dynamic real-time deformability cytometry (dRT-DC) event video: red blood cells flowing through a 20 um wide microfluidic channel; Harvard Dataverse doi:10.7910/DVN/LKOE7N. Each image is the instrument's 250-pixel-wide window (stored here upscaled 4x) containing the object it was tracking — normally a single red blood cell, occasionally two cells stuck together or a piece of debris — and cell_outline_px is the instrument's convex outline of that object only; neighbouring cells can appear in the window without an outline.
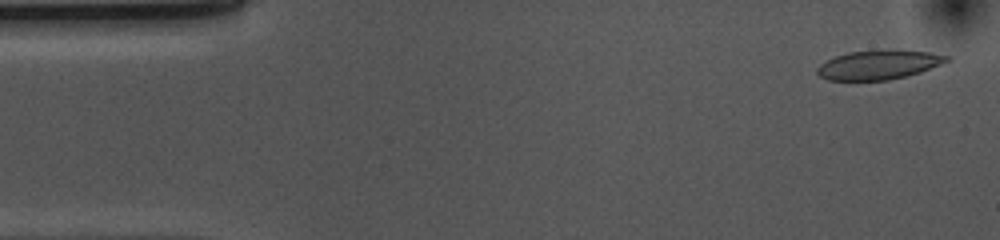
{"species": "common noctule bat (a hibernating species)", "species_latin": "Nyctalus noctula", "temperature_condition": "cold", "stored_images_in_passage": 49, "camera_frame_rate_fps": 3000, "um_per_image_px": 0.085, "animal": {"sex": "female", "body_mass_g": 10.0, "forearm_length_mm": 53.1}, "frame": {"image": 1, "passage_image": 2, "time_ms": 0.333, "image_size_px": [1000, 240], "cell_outline_px": [[952, 60], [920, 72], [888, 80], [828, 80], [820, 76], [816, 72], [816, 68], [820, 64], [836, 56], [848, 52], [928, 52], [952, 56]], "centroid_in_image_um": [74.68, 5.54], "position_along_channel_um": 10.3, "area_um2": 21.21}}
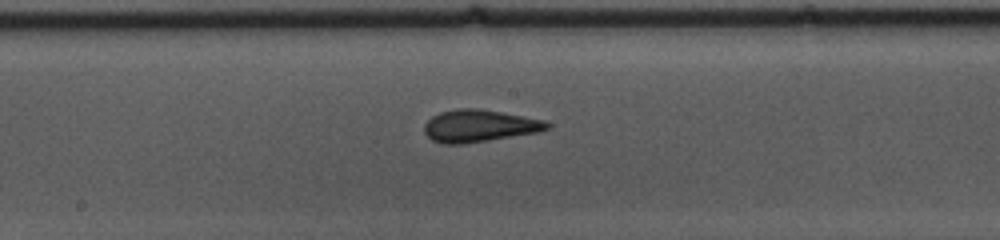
{"frame": {"image": 2, "passage_image": 26, "time_ms": 8.333, "image_size_px": [1000, 240], "cell_outline_px": [[552, 124], [548, 128], [536, 132], [488, 140], [460, 144], [440, 144], [432, 140], [424, 132], [424, 124], [432, 116], [440, 112], [460, 108], [480, 108], [544, 120]], "centroid_in_image_um": [40.7, 10.69], "position_along_channel_um": 207.5, "area_um2": 22.89}}
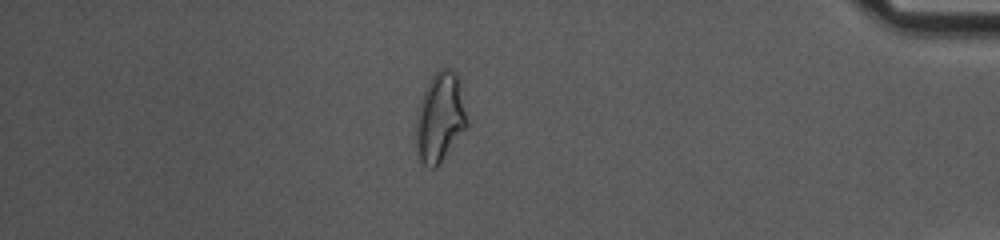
{"frame": {"image": 3, "passage_image": 45, "time_ms": 14.667, "image_size_px": [1000, 240], "cell_outline_px": [[468, 124], [440, 164], [436, 168], [428, 168], [420, 160], [416, 152], [416, 116], [420, 100], [424, 88], [428, 80], [444, 64], [456, 72], [460, 80], [468, 120]], "centroid_in_image_um": [37.4, 9.94], "position_along_channel_um": 397.8, "area_um2": 27.17}, "authors_computed_cell_mechanics": {"area_um2": 22.3686, "velocity_mm_per_s": 3.6857, "shape_relaxation_time_tau1_ms": 7.9171, "shape_relaxation_time_tau2_ms": 1.507, "deformation_change_tau1": 0.1849, "deformation_change_tau2": 0.0755}}